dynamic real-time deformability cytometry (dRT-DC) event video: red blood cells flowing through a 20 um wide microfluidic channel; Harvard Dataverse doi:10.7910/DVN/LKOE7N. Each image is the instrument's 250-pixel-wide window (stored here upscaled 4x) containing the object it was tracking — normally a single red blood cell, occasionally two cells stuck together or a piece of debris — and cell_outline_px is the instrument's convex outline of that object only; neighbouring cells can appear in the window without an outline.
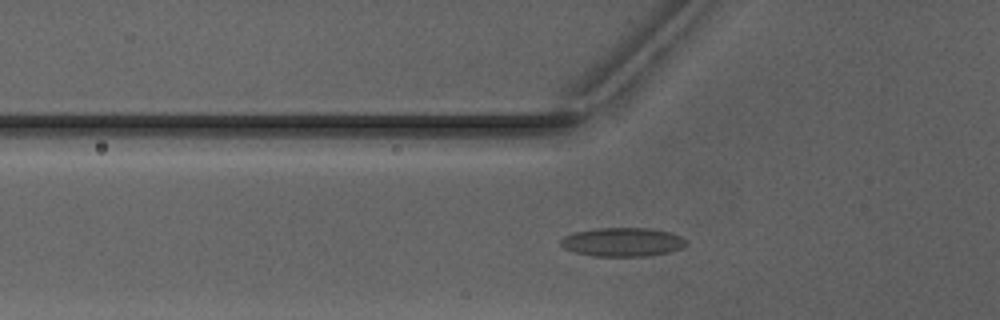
{"species": "Egyptian fruit bat (a non-hibernating species)", "species_latin": "Rousettus aegyptiacus", "temperature_condition": "warm", "stored_images_in_passage": 50, "segment_of_instrument_passage": [1, 2], "camera_frame_rate_fps": 3000, "um_per_image_px": 0.085, "animal": {"sex": "male"}, "frame": {"image": 1, "passage_image": 16, "time_ms": 5.0, "image_size_px": [1000, 320], "cell_outline_px": [[688, 244], [684, 248], [672, 252], [648, 256], [596, 256], [572, 252], [564, 248], [560, 244], [560, 240], [564, 236], [572, 232], [596, 228], [652, 228], [668, 232], [680, 236]], "centroid_in_image_um": [52.91, 20.58], "position_along_channel_um": 72.9, "area_um2": 21.33}}
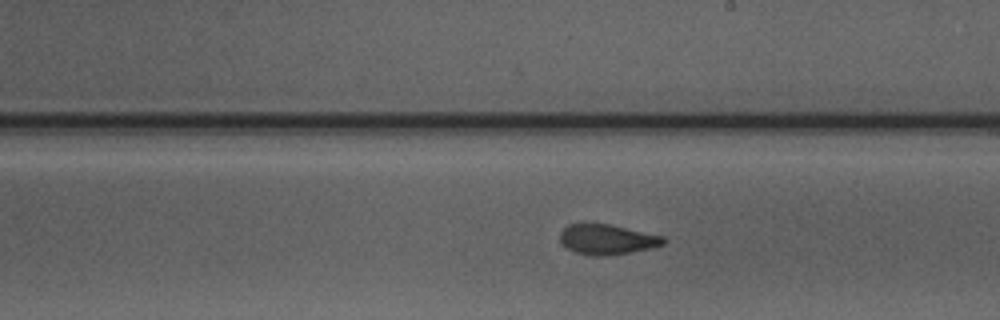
{"frame": {"image": 2, "passage_image": 28, "time_ms": 9.0, "image_size_px": [1000, 320], "cell_outline_px": [[668, 240], [664, 244], [652, 248], [604, 256], [592, 256], [576, 252], [568, 248], [560, 240], [560, 232], [568, 224], [608, 224], [664, 236]], "centroid_in_image_um": [51.63, 20.35], "position_along_channel_um": 237.4, "area_um2": 17.98}}
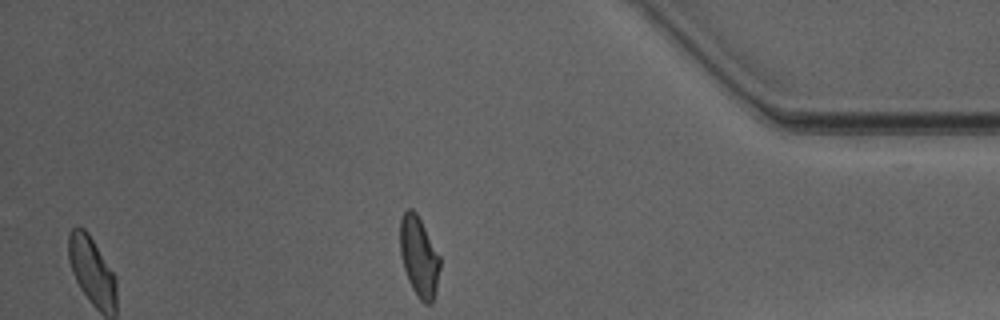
{"frame": {"image": 3, "passage_image": 42, "time_ms": 13.667, "image_size_px": [1000, 320], "cell_outline_px": [[440, 268], [436, 288], [432, 304], [424, 304], [420, 300], [412, 288], [408, 280], [404, 268], [400, 252], [400, 220], [404, 212], [408, 208], [412, 208], [416, 212], [440, 256]], "centroid_in_image_um": [35.61, 21.82], "position_along_channel_um": 399.6, "area_um2": 18.55}}